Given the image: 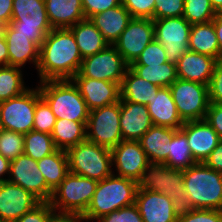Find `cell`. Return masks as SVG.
<instances>
[{"instance_id":"7dc6e473","label":"cell","mask_w":222,"mask_h":222,"mask_svg":"<svg viewBox=\"0 0 222 222\" xmlns=\"http://www.w3.org/2000/svg\"><path fill=\"white\" fill-rule=\"evenodd\" d=\"M122 3V0H82L85 19H89L96 13L114 8Z\"/></svg>"},{"instance_id":"d4e9b609","label":"cell","mask_w":222,"mask_h":222,"mask_svg":"<svg viewBox=\"0 0 222 222\" xmlns=\"http://www.w3.org/2000/svg\"><path fill=\"white\" fill-rule=\"evenodd\" d=\"M89 19L102 33L108 44L113 45L126 29L132 17L121 3L114 8L96 13Z\"/></svg>"},{"instance_id":"db71d44e","label":"cell","mask_w":222,"mask_h":222,"mask_svg":"<svg viewBox=\"0 0 222 222\" xmlns=\"http://www.w3.org/2000/svg\"><path fill=\"white\" fill-rule=\"evenodd\" d=\"M9 66L7 43L4 36H0V67Z\"/></svg>"},{"instance_id":"f6af8a7d","label":"cell","mask_w":222,"mask_h":222,"mask_svg":"<svg viewBox=\"0 0 222 222\" xmlns=\"http://www.w3.org/2000/svg\"><path fill=\"white\" fill-rule=\"evenodd\" d=\"M209 102L222 104V60H218L208 85Z\"/></svg>"},{"instance_id":"c3c4849f","label":"cell","mask_w":222,"mask_h":222,"mask_svg":"<svg viewBox=\"0 0 222 222\" xmlns=\"http://www.w3.org/2000/svg\"><path fill=\"white\" fill-rule=\"evenodd\" d=\"M205 120L222 140V104L210 103Z\"/></svg>"},{"instance_id":"7bdbcfd3","label":"cell","mask_w":222,"mask_h":222,"mask_svg":"<svg viewBox=\"0 0 222 222\" xmlns=\"http://www.w3.org/2000/svg\"><path fill=\"white\" fill-rule=\"evenodd\" d=\"M97 222H143V220L137 205L132 204L101 217Z\"/></svg>"},{"instance_id":"5bb4252c","label":"cell","mask_w":222,"mask_h":222,"mask_svg":"<svg viewBox=\"0 0 222 222\" xmlns=\"http://www.w3.org/2000/svg\"><path fill=\"white\" fill-rule=\"evenodd\" d=\"M37 166V161L22 154L10 161L7 181L29 191L40 202H49L53 192L47 187L46 181Z\"/></svg>"},{"instance_id":"1f68e13d","label":"cell","mask_w":222,"mask_h":222,"mask_svg":"<svg viewBox=\"0 0 222 222\" xmlns=\"http://www.w3.org/2000/svg\"><path fill=\"white\" fill-rule=\"evenodd\" d=\"M86 124L67 119H56L51 133L56 148L67 151L86 140Z\"/></svg>"},{"instance_id":"6f0895ef","label":"cell","mask_w":222,"mask_h":222,"mask_svg":"<svg viewBox=\"0 0 222 222\" xmlns=\"http://www.w3.org/2000/svg\"><path fill=\"white\" fill-rule=\"evenodd\" d=\"M7 25L4 21H0V36H4Z\"/></svg>"},{"instance_id":"9f6ffc18","label":"cell","mask_w":222,"mask_h":222,"mask_svg":"<svg viewBox=\"0 0 222 222\" xmlns=\"http://www.w3.org/2000/svg\"><path fill=\"white\" fill-rule=\"evenodd\" d=\"M210 2L216 13H222V0H210Z\"/></svg>"},{"instance_id":"836d02e7","label":"cell","mask_w":222,"mask_h":222,"mask_svg":"<svg viewBox=\"0 0 222 222\" xmlns=\"http://www.w3.org/2000/svg\"><path fill=\"white\" fill-rule=\"evenodd\" d=\"M138 76L158 87H169L177 78L176 64L165 62L160 65H130Z\"/></svg>"},{"instance_id":"f907efd6","label":"cell","mask_w":222,"mask_h":222,"mask_svg":"<svg viewBox=\"0 0 222 222\" xmlns=\"http://www.w3.org/2000/svg\"><path fill=\"white\" fill-rule=\"evenodd\" d=\"M86 219L81 214L53 211L48 222H82Z\"/></svg>"},{"instance_id":"5b68a950","label":"cell","mask_w":222,"mask_h":222,"mask_svg":"<svg viewBox=\"0 0 222 222\" xmlns=\"http://www.w3.org/2000/svg\"><path fill=\"white\" fill-rule=\"evenodd\" d=\"M38 85L41 97L51 107L56 119L87 123L89 109L71 80H47Z\"/></svg>"},{"instance_id":"b9f144b4","label":"cell","mask_w":222,"mask_h":222,"mask_svg":"<svg viewBox=\"0 0 222 222\" xmlns=\"http://www.w3.org/2000/svg\"><path fill=\"white\" fill-rule=\"evenodd\" d=\"M156 0H122V5L128 10L132 18H148L154 20Z\"/></svg>"},{"instance_id":"44dd1931","label":"cell","mask_w":222,"mask_h":222,"mask_svg":"<svg viewBox=\"0 0 222 222\" xmlns=\"http://www.w3.org/2000/svg\"><path fill=\"white\" fill-rule=\"evenodd\" d=\"M152 126L147 105L120 101V129L123 140L139 141Z\"/></svg>"},{"instance_id":"ab89813d","label":"cell","mask_w":222,"mask_h":222,"mask_svg":"<svg viewBox=\"0 0 222 222\" xmlns=\"http://www.w3.org/2000/svg\"><path fill=\"white\" fill-rule=\"evenodd\" d=\"M168 62L165 56V49L154 38L142 51L139 57L131 65H160Z\"/></svg>"},{"instance_id":"e0dca14e","label":"cell","mask_w":222,"mask_h":222,"mask_svg":"<svg viewBox=\"0 0 222 222\" xmlns=\"http://www.w3.org/2000/svg\"><path fill=\"white\" fill-rule=\"evenodd\" d=\"M112 164L116 169L115 175L137 181L148 165L146 153L139 141L122 140L111 149Z\"/></svg>"},{"instance_id":"60d3db41","label":"cell","mask_w":222,"mask_h":222,"mask_svg":"<svg viewBox=\"0 0 222 222\" xmlns=\"http://www.w3.org/2000/svg\"><path fill=\"white\" fill-rule=\"evenodd\" d=\"M184 14V0H156L154 19L181 17Z\"/></svg>"},{"instance_id":"2e32d148","label":"cell","mask_w":222,"mask_h":222,"mask_svg":"<svg viewBox=\"0 0 222 222\" xmlns=\"http://www.w3.org/2000/svg\"><path fill=\"white\" fill-rule=\"evenodd\" d=\"M40 201L21 186L0 182V222H15Z\"/></svg>"},{"instance_id":"f1b7e54d","label":"cell","mask_w":222,"mask_h":222,"mask_svg":"<svg viewBox=\"0 0 222 222\" xmlns=\"http://www.w3.org/2000/svg\"><path fill=\"white\" fill-rule=\"evenodd\" d=\"M70 29L83 59L96 54L109 45L90 19L79 21Z\"/></svg>"},{"instance_id":"3957f363","label":"cell","mask_w":222,"mask_h":222,"mask_svg":"<svg viewBox=\"0 0 222 222\" xmlns=\"http://www.w3.org/2000/svg\"><path fill=\"white\" fill-rule=\"evenodd\" d=\"M137 190V181L113 172L98 181L92 200L82 216L87 222L95 221L113 211L135 204Z\"/></svg>"},{"instance_id":"e575fe53","label":"cell","mask_w":222,"mask_h":222,"mask_svg":"<svg viewBox=\"0 0 222 222\" xmlns=\"http://www.w3.org/2000/svg\"><path fill=\"white\" fill-rule=\"evenodd\" d=\"M20 67H0V102L17 97L28 90Z\"/></svg>"},{"instance_id":"d6a6232c","label":"cell","mask_w":222,"mask_h":222,"mask_svg":"<svg viewBox=\"0 0 222 222\" xmlns=\"http://www.w3.org/2000/svg\"><path fill=\"white\" fill-rule=\"evenodd\" d=\"M168 145V158L164 162L170 168L184 171L197 163L191 153L186 134L181 129H175V134Z\"/></svg>"},{"instance_id":"681fc988","label":"cell","mask_w":222,"mask_h":222,"mask_svg":"<svg viewBox=\"0 0 222 222\" xmlns=\"http://www.w3.org/2000/svg\"><path fill=\"white\" fill-rule=\"evenodd\" d=\"M204 163L211 169L222 173V140L219 141Z\"/></svg>"},{"instance_id":"d6986e66","label":"cell","mask_w":222,"mask_h":222,"mask_svg":"<svg viewBox=\"0 0 222 222\" xmlns=\"http://www.w3.org/2000/svg\"><path fill=\"white\" fill-rule=\"evenodd\" d=\"M180 129L186 134L192 156L198 163H204L220 141L205 119L184 122Z\"/></svg>"},{"instance_id":"4fadbf2b","label":"cell","mask_w":222,"mask_h":222,"mask_svg":"<svg viewBox=\"0 0 222 222\" xmlns=\"http://www.w3.org/2000/svg\"><path fill=\"white\" fill-rule=\"evenodd\" d=\"M154 37L165 49L168 62L176 64L189 50L191 24L183 17L154 19Z\"/></svg>"},{"instance_id":"7402d4cb","label":"cell","mask_w":222,"mask_h":222,"mask_svg":"<svg viewBox=\"0 0 222 222\" xmlns=\"http://www.w3.org/2000/svg\"><path fill=\"white\" fill-rule=\"evenodd\" d=\"M217 60L211 56L188 50L176 63L179 79L209 85Z\"/></svg>"},{"instance_id":"816d5d0a","label":"cell","mask_w":222,"mask_h":222,"mask_svg":"<svg viewBox=\"0 0 222 222\" xmlns=\"http://www.w3.org/2000/svg\"><path fill=\"white\" fill-rule=\"evenodd\" d=\"M13 0H0V21L10 24Z\"/></svg>"},{"instance_id":"ac0fdd59","label":"cell","mask_w":222,"mask_h":222,"mask_svg":"<svg viewBox=\"0 0 222 222\" xmlns=\"http://www.w3.org/2000/svg\"><path fill=\"white\" fill-rule=\"evenodd\" d=\"M71 81L78 88L89 111L120 101V85L118 83L89 77H73Z\"/></svg>"},{"instance_id":"484cf974","label":"cell","mask_w":222,"mask_h":222,"mask_svg":"<svg viewBox=\"0 0 222 222\" xmlns=\"http://www.w3.org/2000/svg\"><path fill=\"white\" fill-rule=\"evenodd\" d=\"M52 28H70L85 19L82 0H45Z\"/></svg>"},{"instance_id":"6da1fadb","label":"cell","mask_w":222,"mask_h":222,"mask_svg":"<svg viewBox=\"0 0 222 222\" xmlns=\"http://www.w3.org/2000/svg\"><path fill=\"white\" fill-rule=\"evenodd\" d=\"M82 59L71 29H52L40 47L36 68L40 82L71 80L79 72Z\"/></svg>"},{"instance_id":"52a82bcc","label":"cell","mask_w":222,"mask_h":222,"mask_svg":"<svg viewBox=\"0 0 222 222\" xmlns=\"http://www.w3.org/2000/svg\"><path fill=\"white\" fill-rule=\"evenodd\" d=\"M98 181L69 172L54 190L51 207L58 212L83 215L90 204Z\"/></svg>"},{"instance_id":"11a10c76","label":"cell","mask_w":222,"mask_h":222,"mask_svg":"<svg viewBox=\"0 0 222 222\" xmlns=\"http://www.w3.org/2000/svg\"><path fill=\"white\" fill-rule=\"evenodd\" d=\"M9 169L10 161L0 154V182L7 181L8 178H4L3 176L5 174L9 175Z\"/></svg>"},{"instance_id":"ba28073f","label":"cell","mask_w":222,"mask_h":222,"mask_svg":"<svg viewBox=\"0 0 222 222\" xmlns=\"http://www.w3.org/2000/svg\"><path fill=\"white\" fill-rule=\"evenodd\" d=\"M10 25L41 47L53 29L46 12L45 0H13Z\"/></svg>"},{"instance_id":"8d00e7d4","label":"cell","mask_w":222,"mask_h":222,"mask_svg":"<svg viewBox=\"0 0 222 222\" xmlns=\"http://www.w3.org/2000/svg\"><path fill=\"white\" fill-rule=\"evenodd\" d=\"M216 14L210 0H184L183 17L191 25L212 21Z\"/></svg>"},{"instance_id":"d590c367","label":"cell","mask_w":222,"mask_h":222,"mask_svg":"<svg viewBox=\"0 0 222 222\" xmlns=\"http://www.w3.org/2000/svg\"><path fill=\"white\" fill-rule=\"evenodd\" d=\"M57 150L51 134L32 130L24 134V154L35 161L54 153Z\"/></svg>"},{"instance_id":"9c48e42d","label":"cell","mask_w":222,"mask_h":222,"mask_svg":"<svg viewBox=\"0 0 222 222\" xmlns=\"http://www.w3.org/2000/svg\"><path fill=\"white\" fill-rule=\"evenodd\" d=\"M39 86L0 102V127L22 134L33 130L36 103L41 99Z\"/></svg>"},{"instance_id":"f35d334b","label":"cell","mask_w":222,"mask_h":222,"mask_svg":"<svg viewBox=\"0 0 222 222\" xmlns=\"http://www.w3.org/2000/svg\"><path fill=\"white\" fill-rule=\"evenodd\" d=\"M55 123L56 117L53 114L51 107L43 98H41L36 103L33 130L51 134Z\"/></svg>"},{"instance_id":"9a60e30c","label":"cell","mask_w":222,"mask_h":222,"mask_svg":"<svg viewBox=\"0 0 222 222\" xmlns=\"http://www.w3.org/2000/svg\"><path fill=\"white\" fill-rule=\"evenodd\" d=\"M154 38L153 19L132 18L113 45L130 66Z\"/></svg>"},{"instance_id":"f5cc1de1","label":"cell","mask_w":222,"mask_h":222,"mask_svg":"<svg viewBox=\"0 0 222 222\" xmlns=\"http://www.w3.org/2000/svg\"><path fill=\"white\" fill-rule=\"evenodd\" d=\"M212 21L219 44V60H222V13H217Z\"/></svg>"},{"instance_id":"83f0119b","label":"cell","mask_w":222,"mask_h":222,"mask_svg":"<svg viewBox=\"0 0 222 222\" xmlns=\"http://www.w3.org/2000/svg\"><path fill=\"white\" fill-rule=\"evenodd\" d=\"M175 134L174 128L153 125L139 140L149 161L165 162L168 158V145Z\"/></svg>"},{"instance_id":"4316f807","label":"cell","mask_w":222,"mask_h":222,"mask_svg":"<svg viewBox=\"0 0 222 222\" xmlns=\"http://www.w3.org/2000/svg\"><path fill=\"white\" fill-rule=\"evenodd\" d=\"M160 88L138 76L128 67L120 85V101L147 105Z\"/></svg>"},{"instance_id":"7c38bea8","label":"cell","mask_w":222,"mask_h":222,"mask_svg":"<svg viewBox=\"0 0 222 222\" xmlns=\"http://www.w3.org/2000/svg\"><path fill=\"white\" fill-rule=\"evenodd\" d=\"M129 65L114 45H108L96 54L82 59L79 72L74 77H89L121 85Z\"/></svg>"},{"instance_id":"f546056e","label":"cell","mask_w":222,"mask_h":222,"mask_svg":"<svg viewBox=\"0 0 222 222\" xmlns=\"http://www.w3.org/2000/svg\"><path fill=\"white\" fill-rule=\"evenodd\" d=\"M189 50L219 60V44L213 21L193 24L189 36Z\"/></svg>"},{"instance_id":"30bf717a","label":"cell","mask_w":222,"mask_h":222,"mask_svg":"<svg viewBox=\"0 0 222 222\" xmlns=\"http://www.w3.org/2000/svg\"><path fill=\"white\" fill-rule=\"evenodd\" d=\"M169 88L183 122L206 118L210 104L208 85L177 78Z\"/></svg>"},{"instance_id":"277c9868","label":"cell","mask_w":222,"mask_h":222,"mask_svg":"<svg viewBox=\"0 0 222 222\" xmlns=\"http://www.w3.org/2000/svg\"><path fill=\"white\" fill-rule=\"evenodd\" d=\"M183 175L184 189L194 209L222 210V173L197 162Z\"/></svg>"},{"instance_id":"cb8c5ba5","label":"cell","mask_w":222,"mask_h":222,"mask_svg":"<svg viewBox=\"0 0 222 222\" xmlns=\"http://www.w3.org/2000/svg\"><path fill=\"white\" fill-rule=\"evenodd\" d=\"M147 108L155 126L180 129L184 124L178 115L169 87H161L147 104Z\"/></svg>"},{"instance_id":"8fae6325","label":"cell","mask_w":222,"mask_h":222,"mask_svg":"<svg viewBox=\"0 0 222 222\" xmlns=\"http://www.w3.org/2000/svg\"><path fill=\"white\" fill-rule=\"evenodd\" d=\"M86 139L109 149L123 140L120 129V101L89 111Z\"/></svg>"},{"instance_id":"bcb514c9","label":"cell","mask_w":222,"mask_h":222,"mask_svg":"<svg viewBox=\"0 0 222 222\" xmlns=\"http://www.w3.org/2000/svg\"><path fill=\"white\" fill-rule=\"evenodd\" d=\"M53 211L54 209L51 207L50 202H40L15 222H48L49 216Z\"/></svg>"},{"instance_id":"74e56055","label":"cell","mask_w":222,"mask_h":222,"mask_svg":"<svg viewBox=\"0 0 222 222\" xmlns=\"http://www.w3.org/2000/svg\"><path fill=\"white\" fill-rule=\"evenodd\" d=\"M0 154L9 161L24 154V134L1 128Z\"/></svg>"},{"instance_id":"ee69618b","label":"cell","mask_w":222,"mask_h":222,"mask_svg":"<svg viewBox=\"0 0 222 222\" xmlns=\"http://www.w3.org/2000/svg\"><path fill=\"white\" fill-rule=\"evenodd\" d=\"M177 222H222V210L194 209L185 216L178 217Z\"/></svg>"},{"instance_id":"7a4b0ae2","label":"cell","mask_w":222,"mask_h":222,"mask_svg":"<svg viewBox=\"0 0 222 222\" xmlns=\"http://www.w3.org/2000/svg\"><path fill=\"white\" fill-rule=\"evenodd\" d=\"M137 188L159 192L170 197L177 218L194 210L184 189L183 171L170 168L166 163L149 161L137 180Z\"/></svg>"},{"instance_id":"8992f818","label":"cell","mask_w":222,"mask_h":222,"mask_svg":"<svg viewBox=\"0 0 222 222\" xmlns=\"http://www.w3.org/2000/svg\"><path fill=\"white\" fill-rule=\"evenodd\" d=\"M66 152L71 173L101 181L114 172L109 148L86 139Z\"/></svg>"},{"instance_id":"ffe728a7","label":"cell","mask_w":222,"mask_h":222,"mask_svg":"<svg viewBox=\"0 0 222 222\" xmlns=\"http://www.w3.org/2000/svg\"><path fill=\"white\" fill-rule=\"evenodd\" d=\"M135 204L143 222H177L171 198L162 193L137 190Z\"/></svg>"},{"instance_id":"603a6c76","label":"cell","mask_w":222,"mask_h":222,"mask_svg":"<svg viewBox=\"0 0 222 222\" xmlns=\"http://www.w3.org/2000/svg\"><path fill=\"white\" fill-rule=\"evenodd\" d=\"M4 37L7 43L9 66L23 67L31 62L37 68L40 47L24 34H18L10 24L7 25Z\"/></svg>"},{"instance_id":"4dcf8cb0","label":"cell","mask_w":222,"mask_h":222,"mask_svg":"<svg viewBox=\"0 0 222 222\" xmlns=\"http://www.w3.org/2000/svg\"><path fill=\"white\" fill-rule=\"evenodd\" d=\"M37 166L46 181L47 187L54 192L69 173L67 152L57 149L54 153L37 161Z\"/></svg>"}]
</instances>
